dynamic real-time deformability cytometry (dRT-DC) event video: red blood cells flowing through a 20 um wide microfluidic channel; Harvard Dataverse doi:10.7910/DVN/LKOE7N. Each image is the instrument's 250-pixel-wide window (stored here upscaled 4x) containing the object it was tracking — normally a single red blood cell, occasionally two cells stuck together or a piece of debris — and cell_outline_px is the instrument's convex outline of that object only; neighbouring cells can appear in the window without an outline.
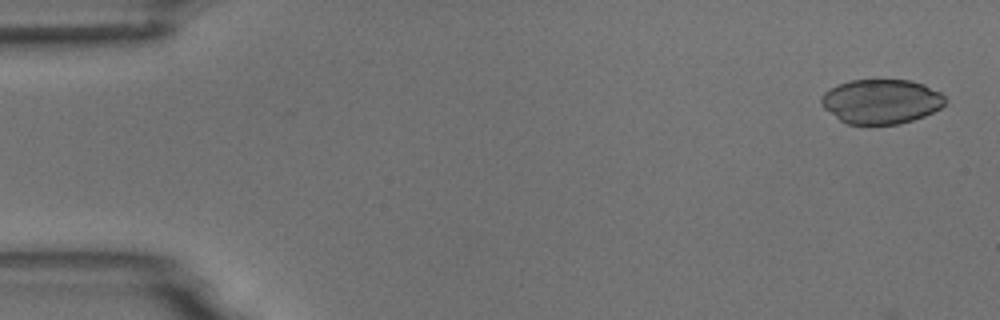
{"species": "common noctule bat (a hibernating species)", "species_latin": "Nyctalus noctula", "temperature_condition": "room temperature", "stored_images_in_passage": 6, "segment_of_instrument_passage": [1, 2], "camera_frame_rate_fps": 3000, "um_per_image_px": 0.085, "animal": {"sex": "male", "body_mass_g": 18.8}, "frame": {"image": 1, "passage_image": 1, "time_ms": 0.0, "image_size_px": [1000, 320], "cell_outline_px": [[948, 100], [940, 108], [924, 116], [900, 124], [848, 124], [840, 120], [824, 108], [820, 104], [820, 96], [824, 92], [836, 84], [848, 80], [908, 80], [924, 84], [940, 92]], "centroid_in_image_um": [74.88, 8.61], "position_along_channel_um": 10.1, "area_um2": 32.31}}